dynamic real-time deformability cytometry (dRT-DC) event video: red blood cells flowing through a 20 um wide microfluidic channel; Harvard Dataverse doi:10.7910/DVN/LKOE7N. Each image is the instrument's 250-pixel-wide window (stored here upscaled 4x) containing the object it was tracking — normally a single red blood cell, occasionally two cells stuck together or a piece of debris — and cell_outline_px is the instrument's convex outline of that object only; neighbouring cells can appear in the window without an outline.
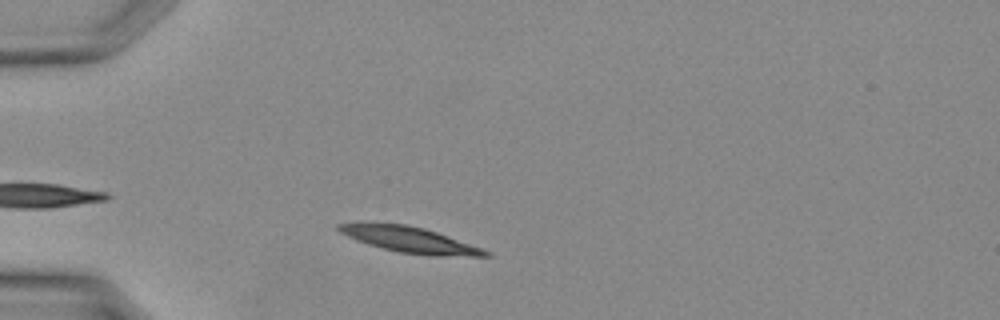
{"species": "Egyptian fruit bat (a non-hibernating species)", "species_latin": "Rousettus aegyptiacus", "temperature_condition": "warm", "stored_images_in_passage": 28, "camera_frame_rate_fps": 3000, "um_per_image_px": 0.085, "animal": {"sex": "female"}, "frame": {"image": 1, "passage_image": 3, "time_ms": 0.667, "image_size_px": [1000, 320], "cell_outline_px": [[492, 256], [428, 256], [400, 252], [368, 244], [356, 240], [340, 232], [336, 228], [336, 224], [360, 220], [368, 220], [408, 224], [424, 228], [436, 232], [480, 248], [488, 252]], "centroid_in_image_um": [34.67, 20.32], "position_along_channel_um": 50.3, "area_um2": 22.48}}
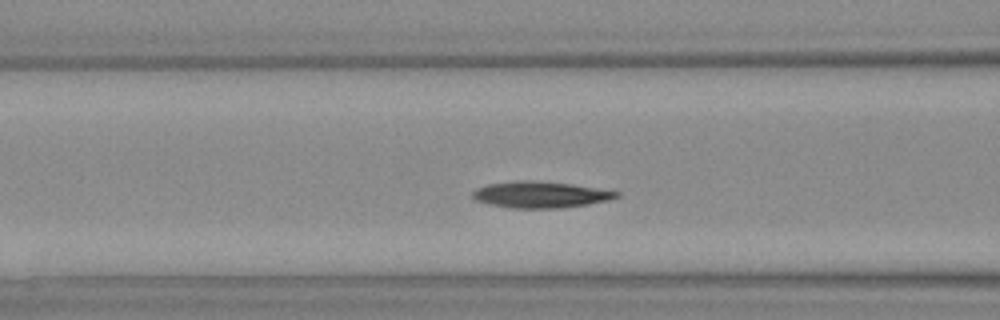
{"frame": {"image": 2, "passage_image": 8, "time_ms": 2.333, "image_size_px": [1000, 320], "cell_outline_px": [[620, 196], [608, 200], [588, 204], [560, 208], [516, 208], [492, 204], [476, 200], [472, 196], [472, 192], [488, 184], [516, 180], [524, 180], [572, 184], [620, 192]], "centroid_in_image_um": [45.97, 16.54], "position_along_channel_um": 120.6, "area_um2": 21.68}}
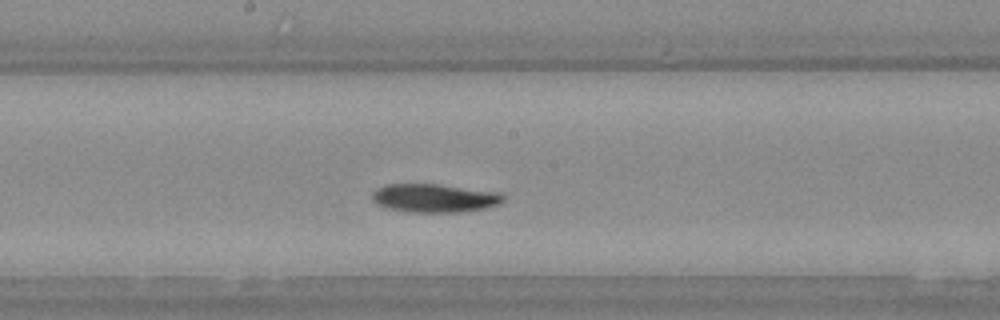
{"frame": {"image": 3, "passage_image": 13, "time_ms": 4.0, "image_size_px": [1000, 320], "cell_outline_px": [[504, 200], [500, 204], [484, 208], [460, 212], [404, 212], [388, 208], [376, 204], [372, 200], [372, 192], [376, 188], [384, 184], [436, 184], [500, 192], [504, 196]], "centroid_in_image_um": [36.89, 16.83], "position_along_channel_um": 211.3, "area_um2": 21.91}}